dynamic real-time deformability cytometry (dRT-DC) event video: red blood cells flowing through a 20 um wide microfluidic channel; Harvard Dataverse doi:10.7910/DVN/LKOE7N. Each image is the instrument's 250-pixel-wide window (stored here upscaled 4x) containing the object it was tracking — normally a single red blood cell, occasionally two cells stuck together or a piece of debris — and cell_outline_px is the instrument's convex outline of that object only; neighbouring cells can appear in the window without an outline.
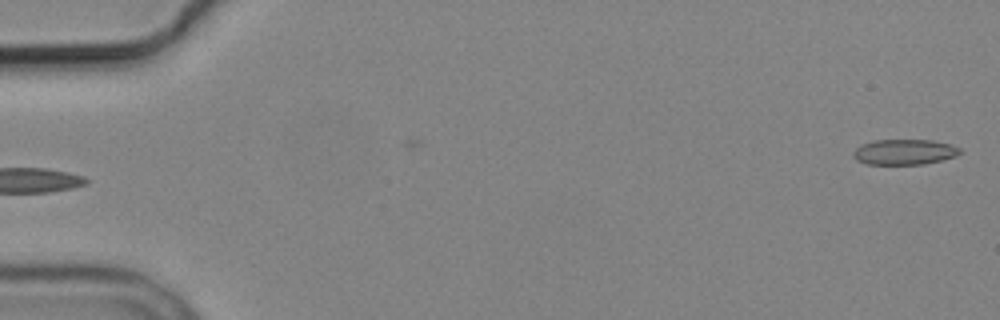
{"species": "common noctule bat (a hibernating species)", "species_latin": "Nyctalus noctula", "temperature_condition": "cold", "stored_images_in_passage": 4, "camera_frame_rate_fps": 3000, "um_per_image_px": 0.085, "animal": {"sex": "male", "body_mass_g": 19.2, "forearm_length_mm": 51.8}, "frame": {"image": 1, "passage_image": 4, "time_ms": 5.0, "image_size_px": [1000, 320], "cell_outline_px": [[960, 152], [956, 156], [924, 164], [868, 164], [856, 160], [852, 156], [852, 152], [860, 144], [872, 140], [932, 140], [948, 144], [960, 148]], "centroid_in_image_um": [76.81, 12.91], "position_along_channel_um": 8.2, "area_um2": 15.78}}